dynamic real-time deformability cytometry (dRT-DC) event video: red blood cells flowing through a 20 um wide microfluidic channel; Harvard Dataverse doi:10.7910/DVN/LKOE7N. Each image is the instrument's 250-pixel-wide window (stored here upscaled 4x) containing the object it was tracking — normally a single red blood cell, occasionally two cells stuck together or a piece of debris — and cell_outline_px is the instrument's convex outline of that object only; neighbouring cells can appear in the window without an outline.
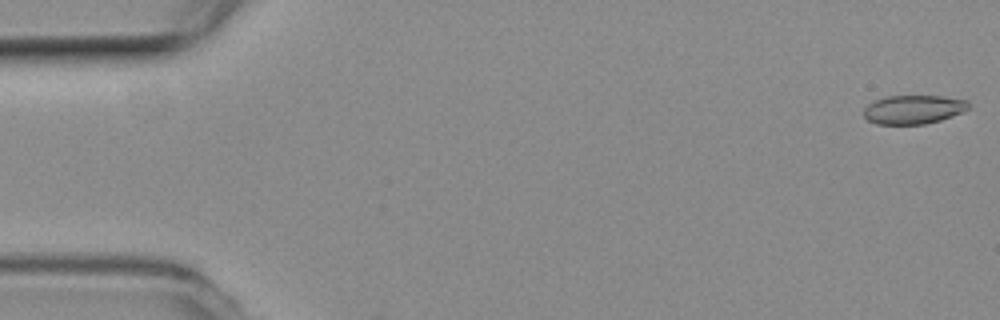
{"species": "common noctule bat (a hibernating species)", "species_latin": "Nyctalus noctula", "temperature_condition": "room temperature", "stored_images_in_passage": 31, "camera_frame_rate_fps": 3000, "um_per_image_px": 0.085, "animal": {"sex": "female", "body_mass_g": 19.3, "forearm_length_mm": 54.1}, "frame": {"image": 1, "passage_image": 1, "time_ms": 0.0, "image_size_px": [1000, 320], "cell_outline_px": [[968, 108], [964, 112], [940, 120], [924, 124], [876, 124], [868, 120], [864, 116], [864, 108], [868, 104], [876, 100], [888, 96], [940, 96], [968, 100]], "centroid_in_image_um": [77.64, 9.31], "position_along_channel_um": 7.4, "area_um2": 17.51}}
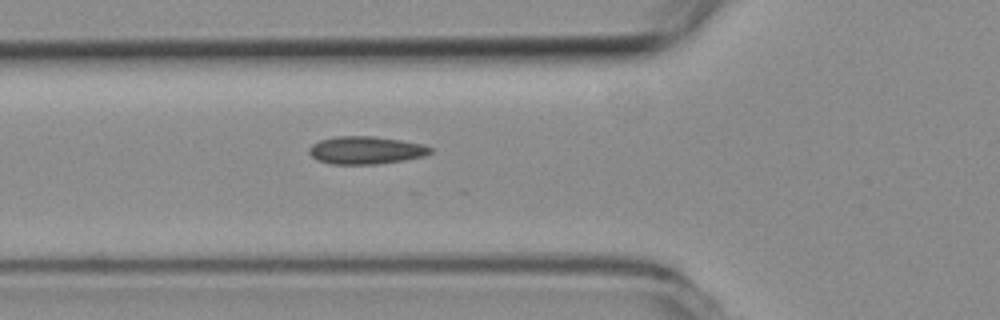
{"frame": {"image": 2, "passage_image": 19, "time_ms": 6.0, "image_size_px": [1000, 320], "cell_outline_px": [[432, 152], [424, 156], [404, 160], [376, 164], [332, 164], [316, 160], [308, 152], [308, 148], [312, 144], [320, 140], [336, 136], [372, 136], [400, 140], [424, 144], [432, 148]], "centroid_in_image_um": [31.08, 12.77], "position_along_channel_um": 94.7, "area_um2": 19.65}}
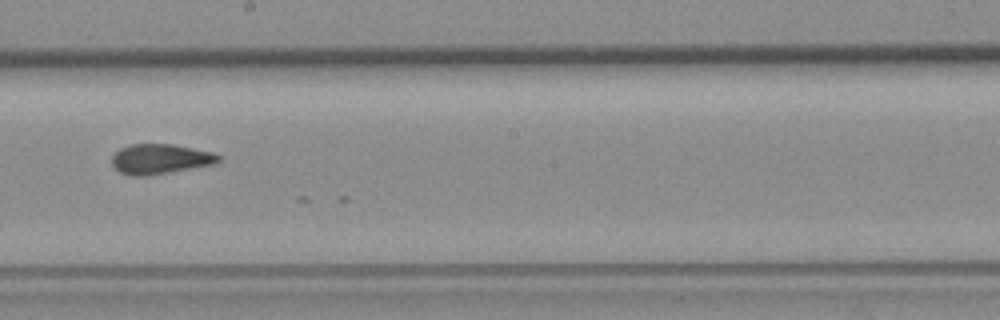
{"frame": {"image": 3, "passage_image": 30, "time_ms": 9.667, "image_size_px": [1000, 320], "cell_outline_px": [[220, 160], [216, 164], [144, 176], [128, 176], [120, 172], [112, 164], [112, 156], [120, 148], [132, 144], [172, 144], [212, 152], [220, 156]], "centroid_in_image_um": [13.6, 13.52], "position_along_channel_um": 234.6, "area_um2": 18.5}}